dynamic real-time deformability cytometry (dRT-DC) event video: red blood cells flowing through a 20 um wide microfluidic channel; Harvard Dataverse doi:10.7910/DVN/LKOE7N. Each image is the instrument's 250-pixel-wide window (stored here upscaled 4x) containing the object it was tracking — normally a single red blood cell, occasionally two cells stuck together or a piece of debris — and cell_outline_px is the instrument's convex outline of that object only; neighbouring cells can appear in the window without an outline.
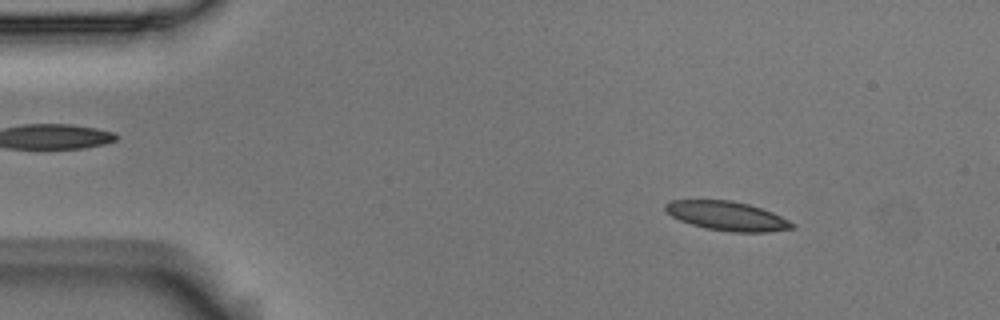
{"species": "Egyptian fruit bat (a non-hibernating species)", "species_latin": "Rousettus aegyptiacus", "temperature_condition": "room temperature", "stored_images_in_passage": 5, "segment_of_instrument_passage": [1, 2], "camera_frame_rate_fps": 3000, "um_per_image_px": 0.085, "animal": {"sex": "male"}, "frame": {"image": 1, "passage_image": 2, "time_ms": 0.333, "image_size_px": [1000, 320], "cell_outline_px": [[796, 228], [768, 232], [732, 232], [704, 228], [680, 220], [672, 216], [664, 208], [664, 204], [668, 200], [732, 200], [748, 204], [772, 212], [796, 224]], "centroid_in_image_um": [61.81, 18.36], "position_along_channel_um": 23.2, "area_um2": 21.56}}